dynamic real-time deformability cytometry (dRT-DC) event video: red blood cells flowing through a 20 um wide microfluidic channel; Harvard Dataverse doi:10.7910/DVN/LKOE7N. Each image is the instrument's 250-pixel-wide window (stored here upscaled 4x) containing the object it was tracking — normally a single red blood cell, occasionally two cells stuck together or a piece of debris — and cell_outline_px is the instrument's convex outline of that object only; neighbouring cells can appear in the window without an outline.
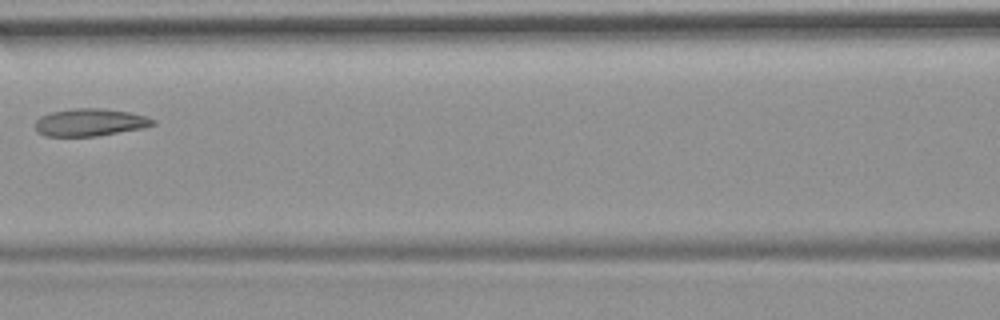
{"species": "common noctule bat (a hibernating species)", "species_latin": "Nyctalus noctula", "temperature_condition": "room temperature", "stored_images_in_passage": 7, "camera_frame_rate_fps": 3000, "um_per_image_px": 0.085, "animal": {"sex": "female", "body_mass_g": 19.9}, "frame": {"image": 1, "passage_image": 6, "time_ms": 6.0, "image_size_px": [1000, 320], "cell_outline_px": [[156, 124], [144, 128], [96, 136], [44, 136], [36, 132], [36, 120], [40, 116], [52, 112], [72, 108], [100, 108], [128, 112], [148, 116], [156, 120]], "centroid_in_image_um": [7.67, 10.4], "position_along_channel_um": 158.9, "area_um2": 18.96}}
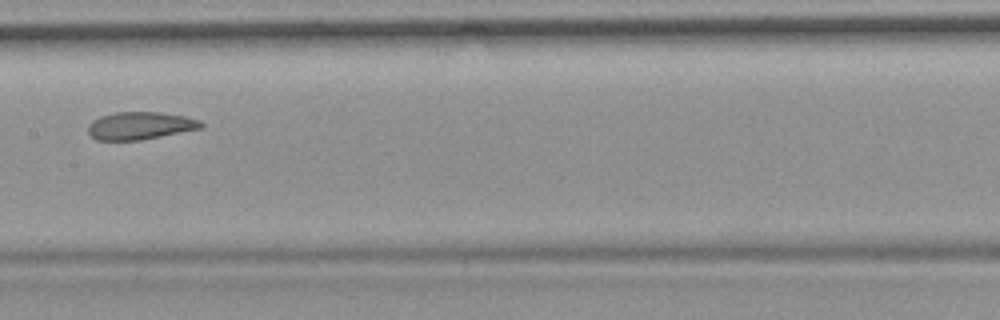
{"frame": {"image": 2, "passage_image": 7, "time_ms": 7.0, "image_size_px": [1000, 320], "cell_outline_px": [[204, 124], [200, 128], [140, 140], [96, 140], [88, 132], [88, 124], [92, 120], [100, 116], [116, 112], [160, 112], [184, 116], [200, 120]], "centroid_in_image_um": [11.87, 10.67], "position_along_channel_um": 195.5, "area_um2": 18.03}}